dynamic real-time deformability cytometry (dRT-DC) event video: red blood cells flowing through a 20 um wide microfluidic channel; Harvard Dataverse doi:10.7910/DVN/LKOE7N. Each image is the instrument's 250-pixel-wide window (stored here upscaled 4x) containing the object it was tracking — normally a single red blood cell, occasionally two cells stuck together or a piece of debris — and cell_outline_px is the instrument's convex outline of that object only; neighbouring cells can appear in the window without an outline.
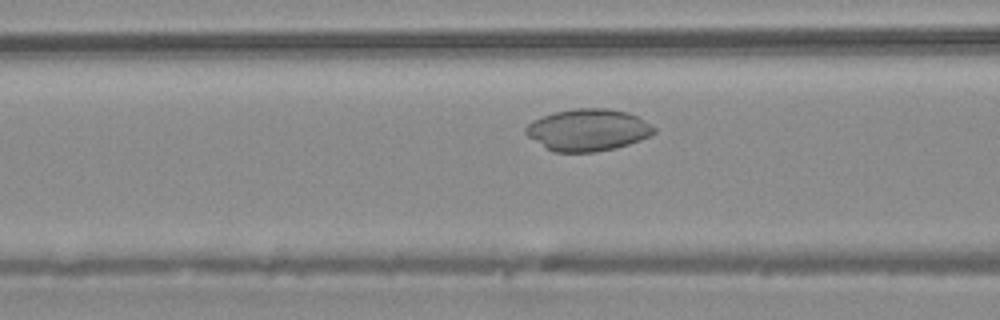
{"species": "common noctule bat (a hibernating species)", "species_latin": "Nyctalus noctula", "temperature_condition": "warm", "stored_images_in_passage": 38, "camera_frame_rate_fps": 3000, "um_per_image_px": 0.085, "animal": {"sex": "male", "body_mass_g": 20.4}, "frame": {"image": 1, "passage_image": 9, "time_ms": 2.667, "image_size_px": [1000, 320], "cell_outline_px": [[656, 132], [652, 136], [616, 148], [596, 152], [552, 152], [528, 136], [524, 132], [524, 128], [532, 120], [556, 112], [576, 108], [608, 108], [628, 112], [636, 116], [656, 128]], "centroid_in_image_um": [49.98, 11.05], "position_along_channel_um": 116.6, "area_um2": 31.39}}
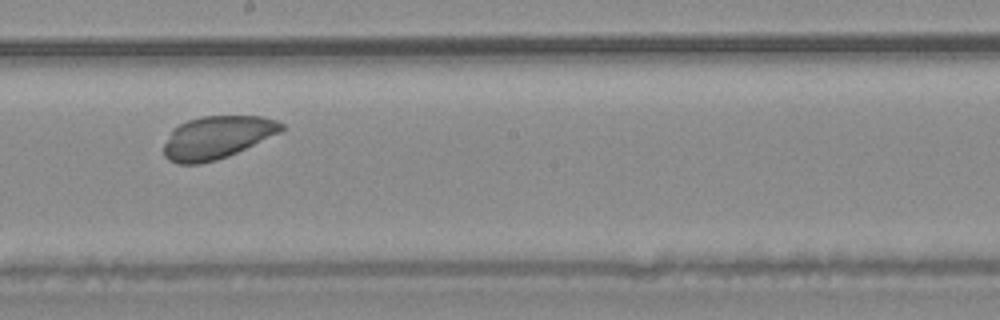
{"frame": {"image": 2, "passage_image": 17, "time_ms": 5.333, "image_size_px": [1000, 320], "cell_outline_px": [[284, 128], [280, 132], [228, 156], [216, 160], [200, 164], [176, 164], [168, 160], [164, 156], [164, 144], [172, 128], [188, 120], [204, 116], [264, 116], [276, 120], [284, 124]], "centroid_in_image_um": [18.42, 11.68], "position_along_channel_um": 229.8, "area_um2": 29.25}}
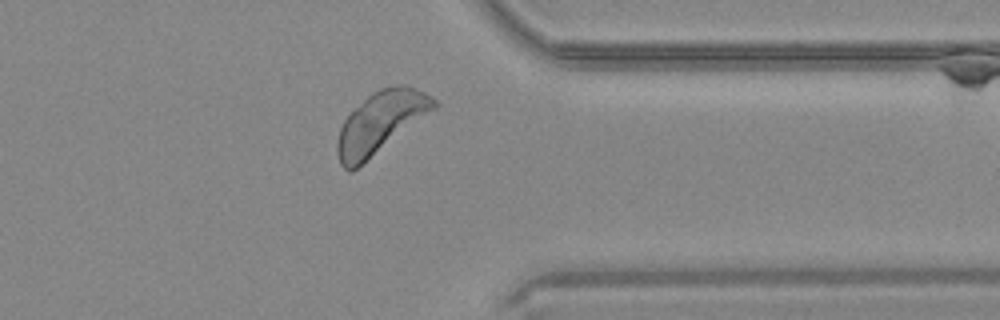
{"frame": {"image": 3, "passage_image": 28, "time_ms": 9.0, "image_size_px": [1000, 320], "cell_outline_px": [[440, 104], [436, 108], [352, 172], [348, 172], [340, 164], [336, 152], [336, 144], [340, 128], [344, 120], [368, 96], [380, 88], [396, 84], [408, 84], [432, 96]], "centroid_in_image_um": [32.35, 10.41], "position_along_channel_um": 379.0, "area_um2": 34.45}}